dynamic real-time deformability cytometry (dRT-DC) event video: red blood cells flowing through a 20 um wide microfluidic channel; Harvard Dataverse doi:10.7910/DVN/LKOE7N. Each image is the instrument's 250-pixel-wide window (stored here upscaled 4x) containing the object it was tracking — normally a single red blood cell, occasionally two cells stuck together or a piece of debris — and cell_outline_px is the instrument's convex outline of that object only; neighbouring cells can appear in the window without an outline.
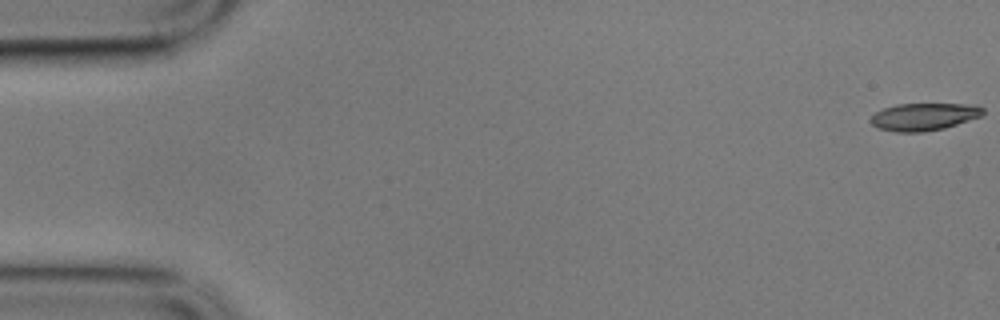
{"species": "common noctule bat (a hibernating species)", "species_latin": "Nyctalus noctula", "temperature_condition": "cold", "stored_images_in_passage": 5, "camera_frame_rate_fps": 3000, "um_per_image_px": 0.085, "animal": {"sex": "male", "body_mass_g": 17.9}, "frame": {"image": 1, "passage_image": 1, "time_ms": 0.0, "image_size_px": [1000, 320], "cell_outline_px": [[984, 116], [944, 128], [924, 132], [896, 132], [876, 128], [868, 120], [876, 112], [884, 108], [896, 104], [976, 104], [984, 108]], "centroid_in_image_um": [78.56, 9.92], "position_along_channel_um": 6.4, "area_um2": 18.21}}
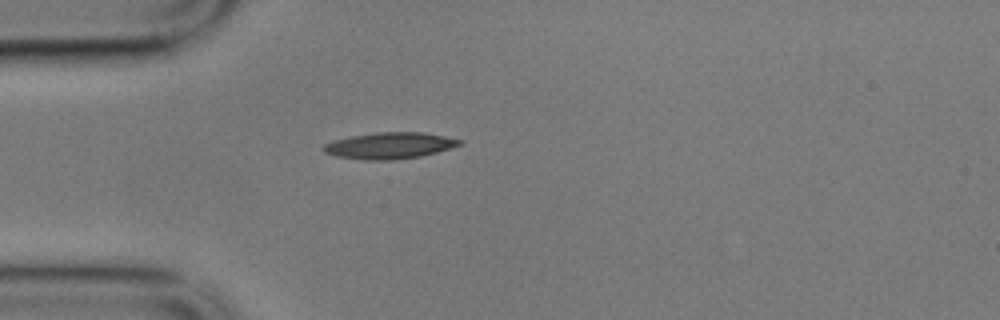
{"frame": {"image": 2, "passage_image": 5, "time_ms": 1.333, "image_size_px": [1000, 320], "cell_outline_px": [[464, 144], [436, 152], [420, 156], [392, 160], [364, 160], [336, 156], [324, 152], [320, 148], [324, 144], [332, 140], [352, 136], [376, 132], [424, 132], [464, 140]], "centroid_in_image_um": [33.11, 12.37], "position_along_channel_um": 51.9, "area_um2": 21.04}}